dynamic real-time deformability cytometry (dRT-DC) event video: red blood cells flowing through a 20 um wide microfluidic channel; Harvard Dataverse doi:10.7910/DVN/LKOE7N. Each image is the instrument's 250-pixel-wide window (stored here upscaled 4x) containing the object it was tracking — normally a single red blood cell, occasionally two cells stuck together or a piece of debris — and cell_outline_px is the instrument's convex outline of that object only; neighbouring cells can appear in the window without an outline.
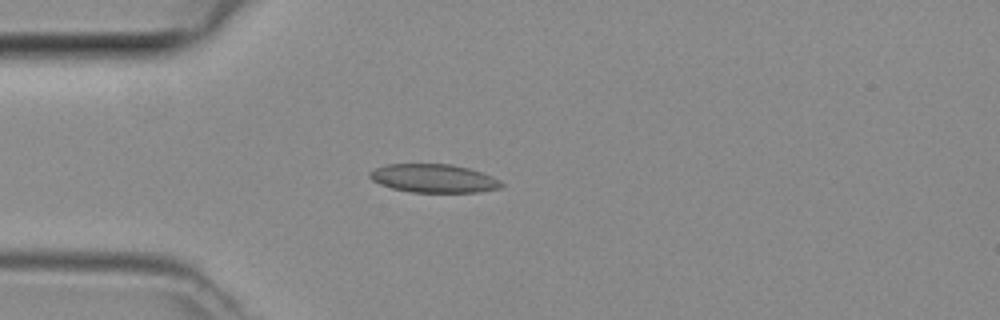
{"species": "common noctule bat (a hibernating species)", "species_latin": "Nyctalus noctula", "temperature_condition": "room temperature", "stored_images_in_passage": 41, "camera_frame_rate_fps": 3000, "um_per_image_px": 0.085, "animal": {"sex": "female", "body_mass_g": 29.2, "forearm_length_mm": 56.3}, "frame": {"image": 1, "passage_image": 10, "time_ms": 3.0, "image_size_px": [1000, 320], "cell_outline_px": [[504, 184], [500, 188], [476, 192], [412, 192], [392, 188], [380, 184], [372, 180], [368, 176], [368, 172], [376, 168], [388, 164], [452, 164], [468, 168], [492, 176], [500, 180]], "centroid_in_image_um": [36.85, 15.16], "position_along_channel_um": 48.1, "area_um2": 21.73}}
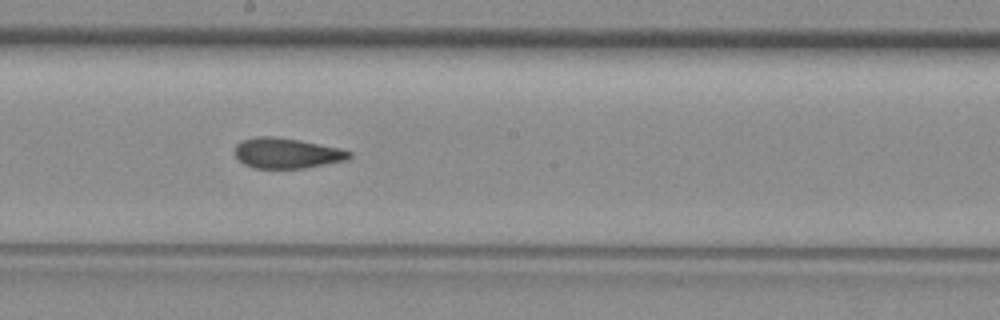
{"frame": {"image": 2, "passage_image": 23, "time_ms": 7.333, "image_size_px": [1000, 320], "cell_outline_px": [[352, 156], [348, 160], [304, 168], [252, 168], [244, 164], [236, 156], [236, 144], [240, 140], [256, 136], [272, 136], [300, 140], [340, 148], [352, 152]], "centroid_in_image_um": [24.39, 13.01], "position_along_channel_um": 223.8, "area_um2": 20.35}}
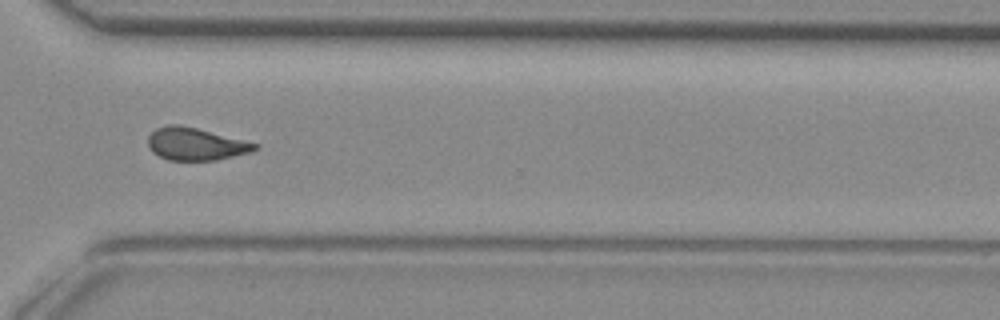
{"frame": {"image": 3, "passage_image": 32, "time_ms": 10.333, "image_size_px": [1000, 320], "cell_outline_px": [[260, 148], [252, 152], [216, 160], [168, 160], [152, 152], [148, 144], [148, 136], [156, 128], [168, 124], [176, 124], [196, 128], [260, 144]], "centroid_in_image_um": [16.65, 12.24], "position_along_channel_um": 353.9, "area_um2": 20.23}}